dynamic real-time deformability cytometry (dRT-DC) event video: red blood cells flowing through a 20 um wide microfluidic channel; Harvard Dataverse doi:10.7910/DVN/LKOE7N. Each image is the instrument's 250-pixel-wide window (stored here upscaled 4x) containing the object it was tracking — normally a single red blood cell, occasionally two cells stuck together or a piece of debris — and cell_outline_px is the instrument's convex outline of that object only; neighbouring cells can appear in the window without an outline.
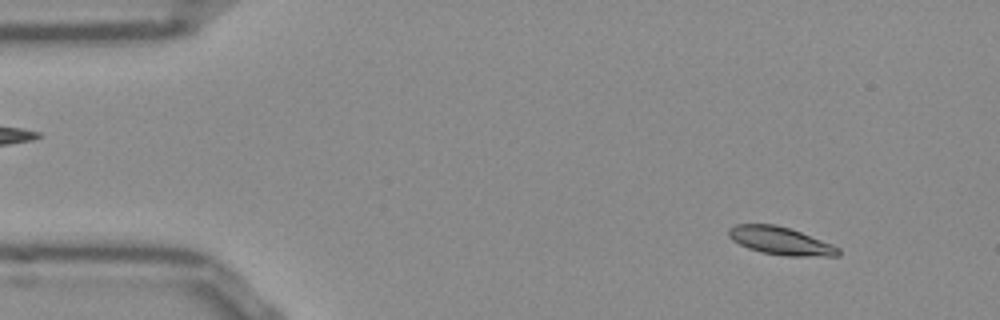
{"species": "Egyptian fruit bat (a non-hibernating species)", "species_latin": "Rousettus aegyptiacus", "temperature_condition": "room temperature", "stored_images_in_passage": 52, "camera_frame_rate_fps": 3000, "um_per_image_px": 0.085, "frame": {"image": 1, "passage_image": 5, "time_ms": 1.333, "image_size_px": [1000, 320], "cell_outline_px": [[840, 256], [788, 256], [760, 252], [748, 248], [732, 240], [728, 236], [728, 228], [736, 224], [776, 224], [800, 232], [832, 244], [840, 248]], "centroid_in_image_um": [66.33, 20.47], "position_along_channel_um": 18.7, "area_um2": 17.74}}
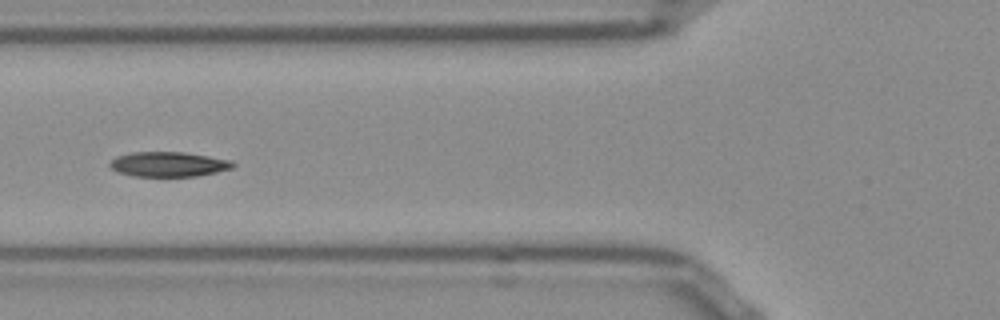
{"frame": {"image": 2, "passage_image": 19, "time_ms": 6.0, "image_size_px": [1000, 320], "cell_outline_px": [[236, 164], [232, 168], [216, 172], [196, 176], [132, 176], [116, 172], [108, 164], [116, 156], [132, 152], [184, 152], [232, 160]], "centroid_in_image_um": [14.31, 13.96], "position_along_channel_um": 111.5, "area_um2": 17.86}}
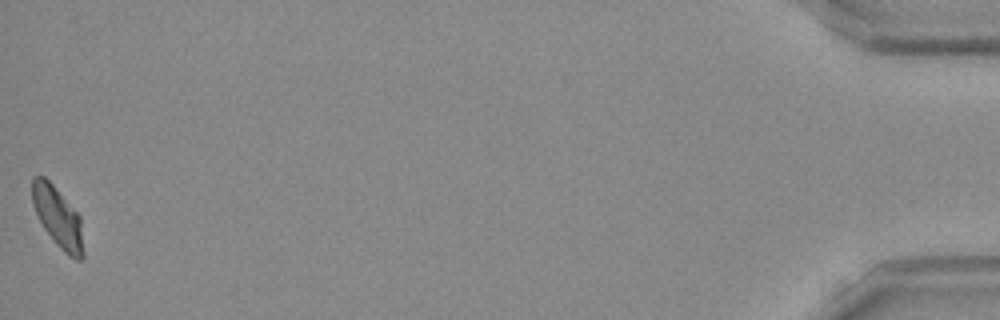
{"frame": {"image": 3, "passage_image": 52, "time_ms": 17.0, "image_size_px": [1000, 320], "cell_outline_px": [[84, 256], [80, 260], [76, 260], [68, 256], [56, 244], [44, 228], [32, 204], [32, 176], [44, 176], [52, 184], [80, 216], [84, 252]], "centroid_in_image_um": [4.92, 18.49], "position_along_channel_um": 430.3, "area_um2": 17.86}, "authors_computed_cell_mechanics": {"area_um2": 17.8602, "velocity_mm_per_s": 3.8283, "shape_relaxation_time_tau1_ms": 3.598, "shape_relaxation_time_tau2_ms": 2.2914, "deformation_change_tau1": 0.12, "deformation_change_tau2": 0.0582}}